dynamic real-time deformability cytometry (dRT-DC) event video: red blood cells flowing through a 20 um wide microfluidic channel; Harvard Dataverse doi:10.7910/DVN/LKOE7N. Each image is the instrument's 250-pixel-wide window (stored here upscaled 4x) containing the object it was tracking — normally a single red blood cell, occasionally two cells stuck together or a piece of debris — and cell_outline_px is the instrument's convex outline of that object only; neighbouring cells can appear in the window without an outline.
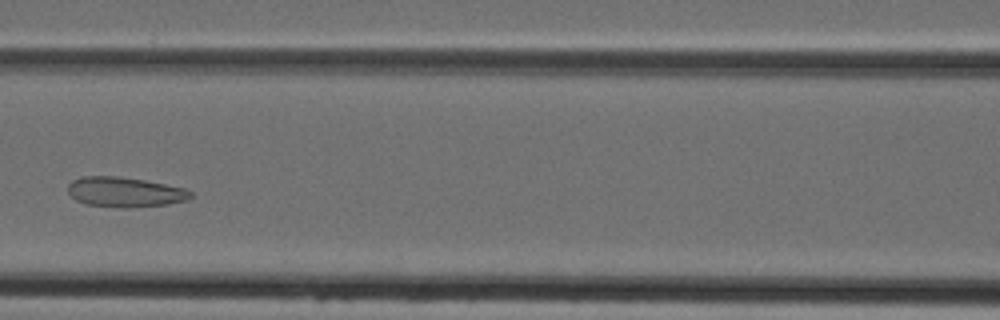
{"species": "Egyptian fruit bat (a non-hibernating species)", "species_latin": "Rousettus aegyptiacus", "temperature_condition": "cold", "stored_images_in_passage": 6, "camera_frame_rate_fps": 3000, "um_per_image_px": 0.085, "animal": {"sex": "female"}, "frame": {"image": 1, "passage_image": 5, "time_ms": 4.667, "image_size_px": [1000, 320], "cell_outline_px": [[192, 196], [184, 200], [168, 204], [128, 208], [120, 208], [88, 204], [76, 200], [68, 192], [68, 184], [72, 180], [84, 176], [116, 176], [144, 180], [184, 188], [192, 192]], "centroid_in_image_um": [10.59, 16.32], "position_along_channel_um": 156.0, "area_um2": 21.27}}
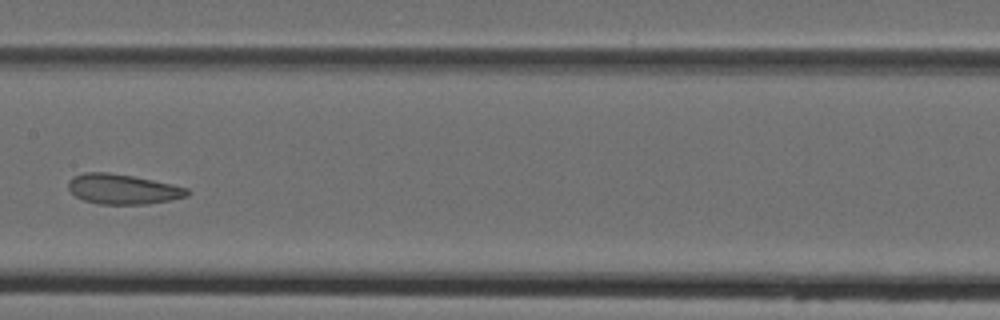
{"frame": {"image": 2, "passage_image": 6, "time_ms": 5.667, "image_size_px": [1000, 320], "cell_outline_px": [[192, 192], [188, 196], [148, 204], [100, 204], [84, 200], [76, 196], [68, 188], [68, 180], [72, 176], [84, 172], [108, 172], [132, 176], [172, 184], [188, 188]], "centroid_in_image_um": [10.43, 16.07], "position_along_channel_um": 197.0, "area_um2": 20.81}}